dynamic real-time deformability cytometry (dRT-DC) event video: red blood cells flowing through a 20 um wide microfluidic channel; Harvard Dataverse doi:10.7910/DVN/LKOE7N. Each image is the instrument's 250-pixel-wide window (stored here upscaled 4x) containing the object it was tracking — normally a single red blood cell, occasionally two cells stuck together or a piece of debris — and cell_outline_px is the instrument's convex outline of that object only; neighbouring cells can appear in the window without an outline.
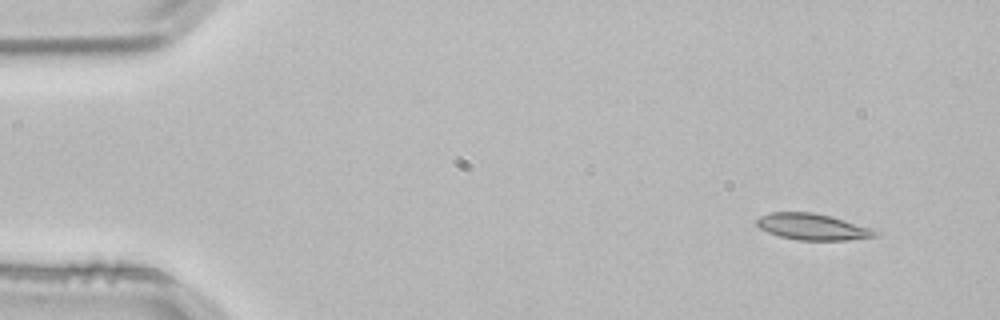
{"species": "common noctule bat (a hibernating species)", "species_latin": "Nyctalus noctula", "temperature_condition": "room temperature", "stored_images_in_passage": 3, "camera_frame_rate_fps": 3000, "um_per_image_px": 0.085, "animal": {"sex": "male", "body_mass_g": 21.5, "forearm_length_mm": 52.0}, "frame": {"image": 1, "passage_image": 1, "time_ms": 0.0, "image_size_px": [1000, 320], "cell_outline_px": [[884, 232], [876, 236], [844, 240], [800, 240], [780, 236], [768, 232], [760, 228], [756, 224], [756, 220], [760, 216], [772, 212], [812, 212], [832, 216], [880, 228]], "centroid_in_image_um": [69.22, 19.27], "position_along_channel_um": 15.8, "area_um2": 18.67}}
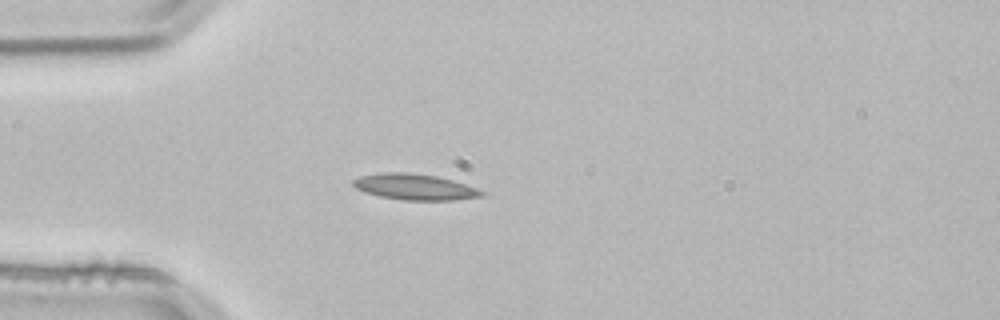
{"frame": {"image": 2, "passage_image": 3, "time_ms": 0.667, "image_size_px": [1000, 320], "cell_outline_px": [[488, 192], [484, 196], [452, 200], [404, 200], [380, 196], [364, 192], [356, 188], [352, 184], [352, 180], [360, 176], [384, 172], [408, 172], [436, 176], [452, 180]], "centroid_in_image_um": [35.26, 15.88], "position_along_channel_um": 49.7, "area_um2": 19.42}}